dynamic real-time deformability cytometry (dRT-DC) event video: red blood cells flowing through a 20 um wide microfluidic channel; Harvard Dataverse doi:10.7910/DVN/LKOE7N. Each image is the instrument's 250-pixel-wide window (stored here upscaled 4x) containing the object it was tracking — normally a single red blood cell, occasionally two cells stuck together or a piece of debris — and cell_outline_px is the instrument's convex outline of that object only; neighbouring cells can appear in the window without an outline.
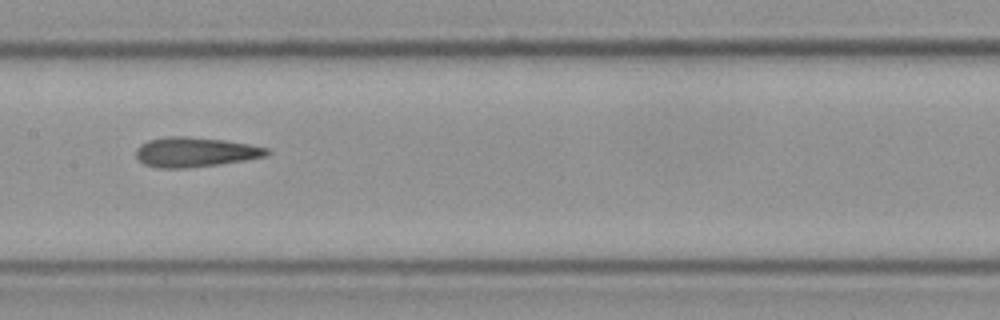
{"species": "Egyptian fruit bat (a non-hibernating species)", "species_latin": "Rousettus aegyptiacus", "temperature_condition": "cold", "stored_images_in_passage": 12, "camera_frame_rate_fps": 3000, "um_per_image_px": 0.085, "frame": {"image": 1, "passage_image": 6, "time_ms": 1.667, "image_size_px": [1000, 320], "cell_outline_px": [[272, 152], [264, 156], [244, 160], [216, 164], [184, 168], [156, 168], [144, 164], [136, 156], [136, 148], [140, 144], [148, 140], [168, 136], [188, 136], [224, 140], [248, 144], [268, 148]], "centroid_in_image_um": [16.55, 12.92], "position_along_channel_um": 190.9, "area_um2": 22.54}}
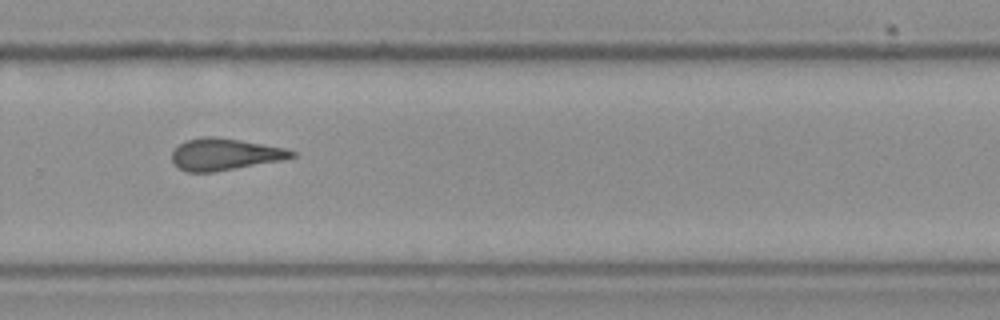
{"frame": {"image": 2, "passage_image": 9, "time_ms": 2.667, "image_size_px": [1000, 320], "cell_outline_px": [[296, 156], [284, 160], [212, 172], [188, 172], [180, 168], [172, 160], [172, 152], [184, 140], [204, 136], [212, 136], [240, 140], [288, 148], [296, 152]], "centroid_in_image_um": [19.15, 13.1], "position_along_channel_um": 310.7, "area_um2": 22.2}}
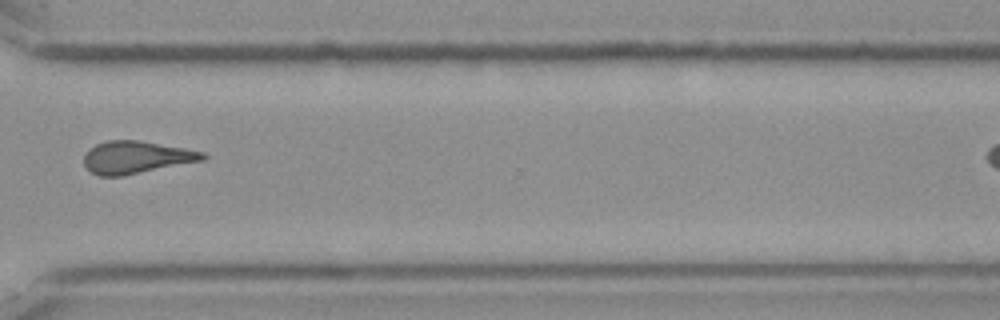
{"frame": {"image": 3, "passage_image": 10, "time_ms": 3.0, "image_size_px": [1000, 320], "cell_outline_px": [[208, 156], [204, 160], [120, 176], [100, 176], [92, 172], [84, 164], [84, 152], [88, 148], [96, 144], [108, 140], [140, 140], [184, 148], [204, 152]], "centroid_in_image_um": [11.56, 13.35], "position_along_channel_um": 359.0, "area_um2": 22.37}}